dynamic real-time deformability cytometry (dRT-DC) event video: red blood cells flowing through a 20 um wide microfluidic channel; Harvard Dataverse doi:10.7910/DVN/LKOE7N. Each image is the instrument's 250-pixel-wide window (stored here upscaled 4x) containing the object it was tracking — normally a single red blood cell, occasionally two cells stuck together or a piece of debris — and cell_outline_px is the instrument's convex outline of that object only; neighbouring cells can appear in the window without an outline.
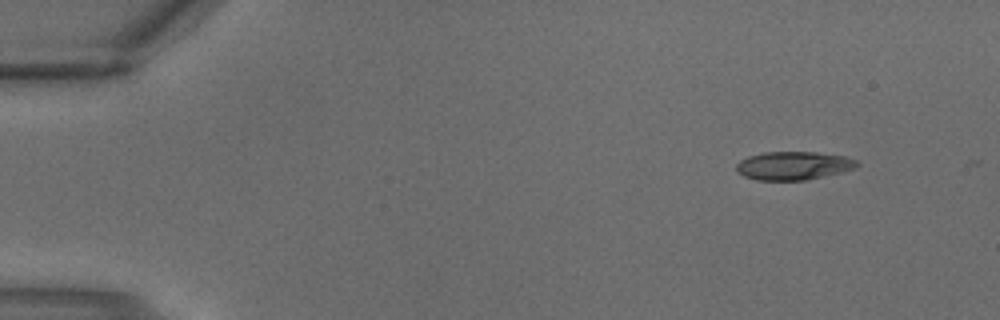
{"species": "common noctule bat (a hibernating species)", "species_latin": "Nyctalus noctula", "temperature_condition": "warm", "stored_images_in_passage": 4, "segment_of_instrument_passage": [2, 2], "camera_frame_rate_fps": 3000, "um_per_image_px": 0.085, "animal": {"sex": "male", "body_mass_g": 18.8}, "frame": {"image": 1, "passage_image": 4, "time_ms": 1.0, "image_size_px": [1000, 320], "cell_outline_px": [[860, 164], [856, 168], [844, 172], [804, 180], [756, 180], [744, 176], [736, 172], [736, 164], [740, 160], [748, 156], [764, 152], [816, 152], [844, 156], [856, 160]], "centroid_in_image_um": [67.44, 14.08], "position_along_channel_um": 17.6, "area_um2": 20.06}}